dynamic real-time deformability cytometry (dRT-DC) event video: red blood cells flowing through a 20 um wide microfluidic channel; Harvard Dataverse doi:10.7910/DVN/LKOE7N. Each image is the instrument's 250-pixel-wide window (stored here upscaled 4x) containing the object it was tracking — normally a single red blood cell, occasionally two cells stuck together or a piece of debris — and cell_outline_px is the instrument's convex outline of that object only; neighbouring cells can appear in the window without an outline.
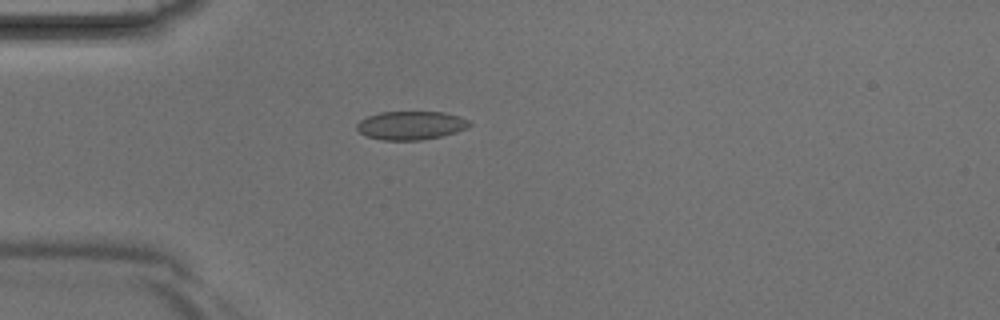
{"species": "Egyptian fruit bat (a non-hibernating species)", "species_latin": "Rousettus aegyptiacus", "temperature_condition": "room temperature", "stored_images_in_passage": 3, "camera_frame_rate_fps": 3000, "um_per_image_px": 0.085, "animal": {"sex": "male"}, "frame": {"image": 1, "passage_image": 3, "time_ms": 0.667, "image_size_px": [1000, 320], "cell_outline_px": [[472, 124], [468, 128], [456, 132], [440, 136], [420, 140], [380, 140], [364, 136], [356, 128], [356, 124], [360, 120], [368, 116], [380, 112], [444, 112], [460, 116], [468, 120]], "centroid_in_image_um": [34.92, 10.66], "position_along_channel_um": 50.1, "area_um2": 18.84}}